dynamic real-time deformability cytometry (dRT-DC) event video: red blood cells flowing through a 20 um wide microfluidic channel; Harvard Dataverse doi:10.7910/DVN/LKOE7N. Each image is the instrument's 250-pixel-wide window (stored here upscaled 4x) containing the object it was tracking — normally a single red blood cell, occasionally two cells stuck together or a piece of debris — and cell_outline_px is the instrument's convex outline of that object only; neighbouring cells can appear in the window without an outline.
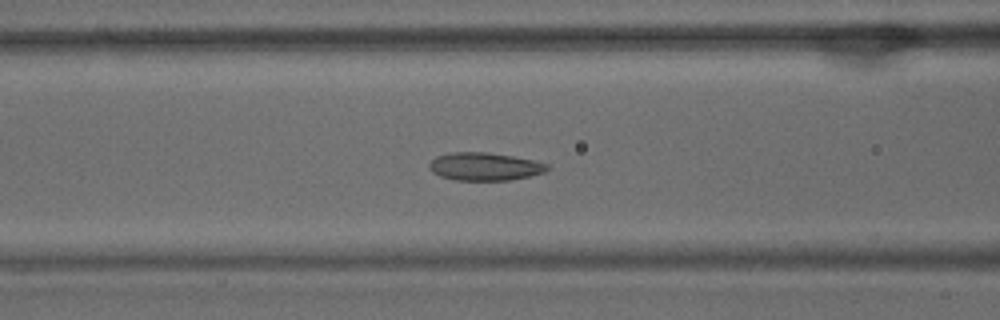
{"species": "common noctule bat (a hibernating species)", "species_latin": "Nyctalus noctula", "temperature_condition": "warm", "stored_images_in_passage": 51, "camera_frame_rate_fps": 3000, "um_per_image_px": 0.085, "animal": {"sex": "male", "body_mass_g": 15.6}, "frame": {"image": 1, "passage_image": 20, "time_ms": 6.333, "image_size_px": [1000, 320], "cell_outline_px": [[548, 168], [544, 172], [512, 180], [456, 180], [440, 176], [432, 172], [428, 168], [428, 164], [436, 156], [448, 152], [488, 152], [512, 156], [532, 160], [548, 164]], "centroid_in_image_um": [41.14, 14.15], "position_along_channel_um": 125.5, "area_um2": 19.19}}
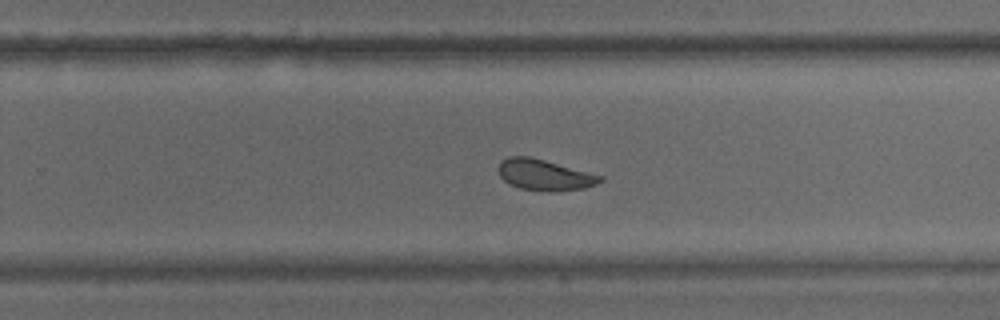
{"frame": {"image": 2, "passage_image": 32, "time_ms": 10.333, "image_size_px": [1000, 320], "cell_outline_px": [[604, 180], [596, 184], [584, 188], [556, 192], [544, 192], [520, 188], [508, 184], [500, 176], [496, 168], [500, 160], [508, 156], [528, 156], [544, 160], [604, 176]], "centroid_in_image_um": [46.25, 14.87], "position_along_channel_um": 283.6, "area_um2": 18.67}}
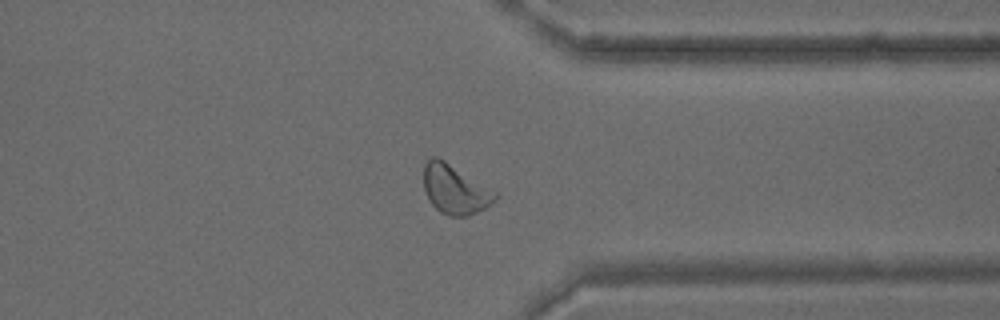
{"frame": {"image": 3, "passage_image": 39, "time_ms": 12.667, "image_size_px": [1000, 320], "cell_outline_px": [[496, 200], [484, 208], [468, 216], [448, 216], [440, 212], [432, 204], [424, 188], [424, 164], [432, 156], [436, 156], [444, 160], [496, 192]], "centroid_in_image_um": [38.65, 16.1], "position_along_channel_um": 372.8, "area_um2": 20.11}, "authors_computed_cell_mechanics": {"area_um2": 20.6924, "velocity_mm_per_s": 3.9557, "shape_relaxation_time_tau1_ms": 6.7999, "shape_relaxation_time_tau2_ms": 3.0862, "deformation_change_tau1": 0.1499, "deformation_change_tau2": 0.0772}}